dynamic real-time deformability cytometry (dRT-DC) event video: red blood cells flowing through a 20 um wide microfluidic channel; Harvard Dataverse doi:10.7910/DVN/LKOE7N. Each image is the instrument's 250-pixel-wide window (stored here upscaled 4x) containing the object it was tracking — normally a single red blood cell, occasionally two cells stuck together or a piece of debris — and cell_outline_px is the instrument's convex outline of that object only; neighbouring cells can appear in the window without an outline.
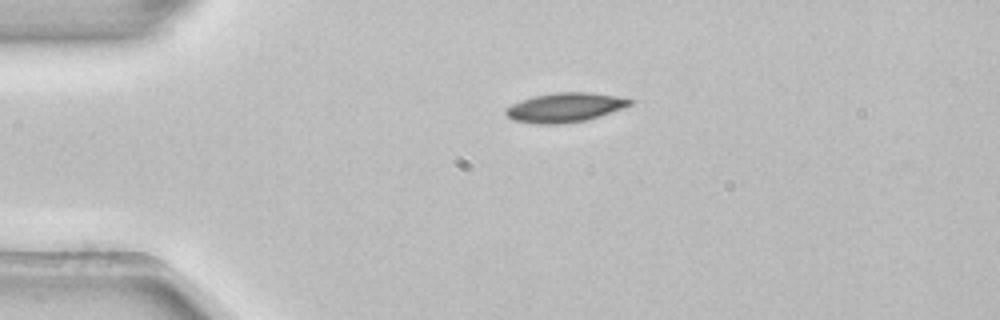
{"species": "common noctule bat (a hibernating species)", "species_latin": "Nyctalus noctula", "temperature_condition": "room temperature", "stored_images_in_passage": 6, "camera_frame_rate_fps": 3000, "um_per_image_px": 0.085, "animal": {"sex": "female", "body_mass_g": 22.7, "forearm_length_mm": 54.2}, "frame": {"image": 1, "passage_image": 6, "time_ms": 1.667, "image_size_px": [1000, 320], "cell_outline_px": [[632, 104], [624, 108], [588, 120], [560, 124], [540, 124], [512, 120], [504, 112], [512, 104], [520, 100], [536, 96], [556, 92], [588, 92], [612, 96], [632, 100]], "centroid_in_image_um": [48.01, 9.15], "position_along_channel_um": 37.0, "area_um2": 20.98}}